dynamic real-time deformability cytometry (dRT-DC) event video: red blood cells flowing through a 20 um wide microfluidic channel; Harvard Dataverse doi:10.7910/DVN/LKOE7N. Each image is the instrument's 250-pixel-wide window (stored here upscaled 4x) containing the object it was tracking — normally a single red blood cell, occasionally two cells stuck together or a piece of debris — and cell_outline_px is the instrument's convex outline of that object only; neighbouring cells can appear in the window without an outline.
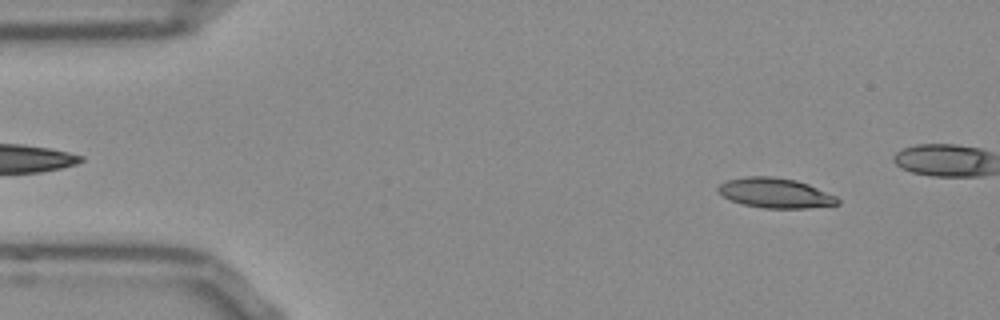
{"species": "Egyptian fruit bat (a non-hibernating species)", "species_latin": "Rousettus aegyptiacus", "temperature_condition": "room temperature", "stored_images_in_passage": 15, "camera_frame_rate_fps": 3000, "um_per_image_px": 0.085, "frame": {"image": 1, "passage_image": 5, "time_ms": 1.333, "image_size_px": [1000, 320], "cell_outline_px": [[840, 204], [804, 208], [764, 208], [744, 204], [732, 200], [724, 196], [716, 188], [720, 184], [728, 180], [744, 176], [772, 176], [796, 180], [808, 184], [836, 196], [840, 200]], "centroid_in_image_um": [65.92, 16.39], "position_along_channel_um": 19.1, "area_um2": 20.63}}